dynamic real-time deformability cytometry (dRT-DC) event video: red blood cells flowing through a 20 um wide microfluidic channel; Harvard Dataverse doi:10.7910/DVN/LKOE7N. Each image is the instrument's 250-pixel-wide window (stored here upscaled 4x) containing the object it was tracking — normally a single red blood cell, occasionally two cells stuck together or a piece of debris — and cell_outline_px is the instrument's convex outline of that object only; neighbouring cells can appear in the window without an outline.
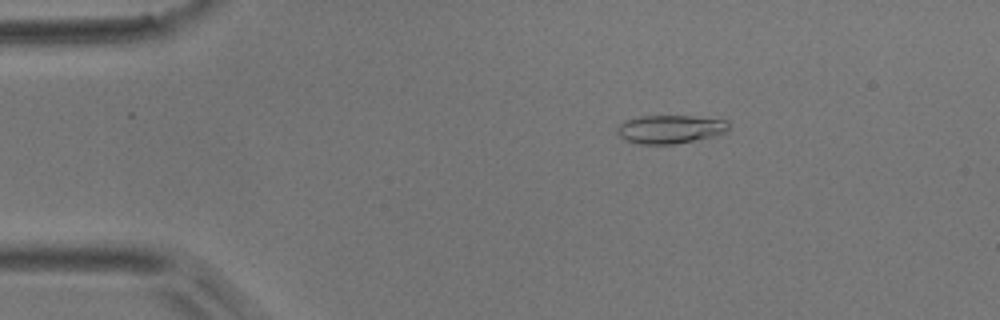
{"species": "common noctule bat (a hibernating species)", "species_latin": "Nyctalus noctula", "temperature_condition": "room temperature", "stored_images_in_passage": 6, "camera_frame_rate_fps": 3000, "um_per_image_px": 0.085, "animal": {"sex": "male", "body_mass_g": 17.9}, "frame": {"image": 1, "passage_image": 1, "time_ms": 0.0, "image_size_px": [1000, 320], "cell_outline_px": [[732, 120], [728, 132], [716, 136], [700, 140], [676, 144], [640, 144], [624, 140], [616, 132], [616, 128], [624, 120], [640, 116], [728, 116]], "centroid_in_image_um": [57.14, 10.96], "position_along_channel_um": 27.9, "area_um2": 19.59}}
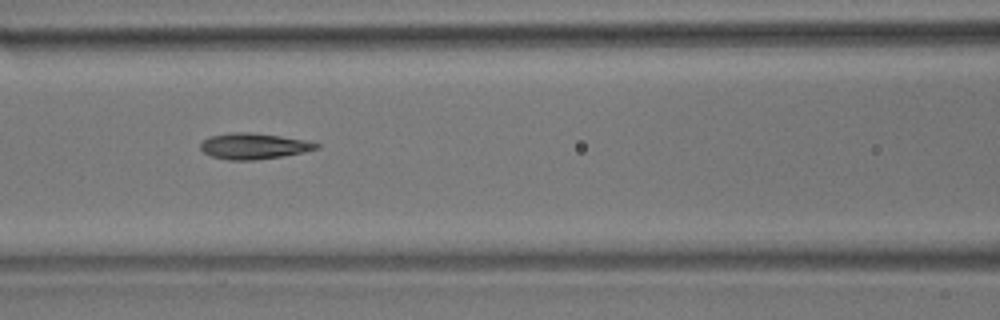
{"frame": {"image": 2, "passage_image": 5, "time_ms": 4.667, "image_size_px": [1000, 320], "cell_outline_px": [[320, 148], [304, 152], [284, 156], [256, 160], [228, 160], [212, 156], [204, 152], [200, 148], [200, 144], [208, 136], [228, 132], [248, 132], [280, 136], [304, 140], [320, 144]], "centroid_in_image_um": [21.55, 12.42], "position_along_channel_um": 145.0, "area_um2": 17.57}}
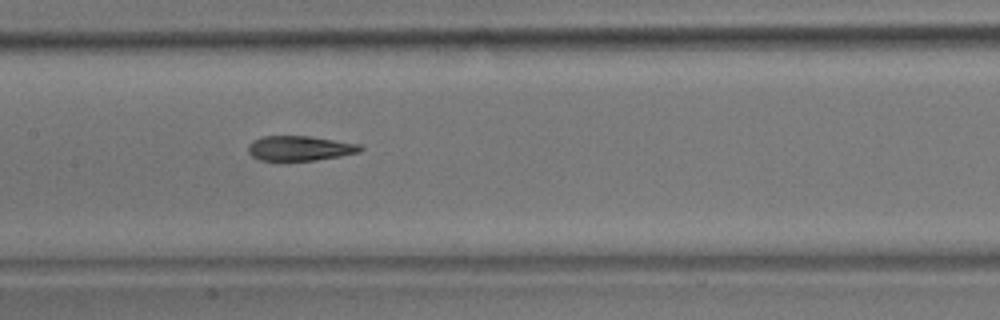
{"frame": {"image": 3, "passage_image": 6, "time_ms": 5.667, "image_size_px": [1000, 320], "cell_outline_px": [[364, 148], [360, 152], [340, 156], [316, 160], [288, 164], [280, 164], [260, 160], [252, 156], [248, 152], [248, 144], [252, 140], [264, 136], [308, 136], [360, 144]], "centroid_in_image_um": [25.42, 12.66], "position_along_channel_um": 182.0, "area_um2": 17.11}}